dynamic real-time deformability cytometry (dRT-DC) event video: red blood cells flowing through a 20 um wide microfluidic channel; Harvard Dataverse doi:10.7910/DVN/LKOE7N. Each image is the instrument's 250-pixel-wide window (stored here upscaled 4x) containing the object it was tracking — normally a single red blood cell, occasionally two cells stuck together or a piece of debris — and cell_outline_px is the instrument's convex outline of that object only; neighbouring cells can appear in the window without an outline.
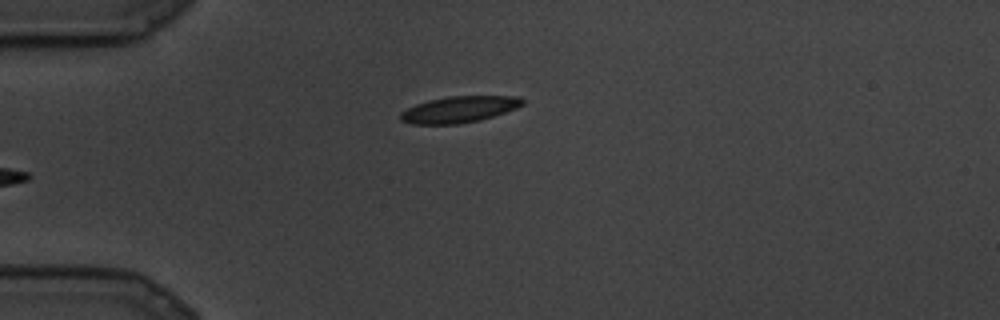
{"species": "common noctule bat (a hibernating species)", "species_latin": "Nyctalus noctula", "temperature_condition": "cold", "stored_images_in_passage": 61, "camera_frame_rate_fps": 3000, "um_per_image_px": 0.085, "animal": {"sex": "male", "body_mass_g": 19.5, "forearm_length_mm": 54.6}, "frame": {"image": 1, "passage_image": 1, "time_ms": 0.0, "image_size_px": [1000, 320], "cell_outline_px": [[524, 104], [516, 108], [480, 120], [460, 124], [408, 124], [400, 120], [400, 112], [416, 104], [428, 100], [448, 96], [520, 96], [524, 100]], "centroid_in_image_um": [39.01, 9.3], "position_along_channel_um": 46.0, "area_um2": 18.79}}
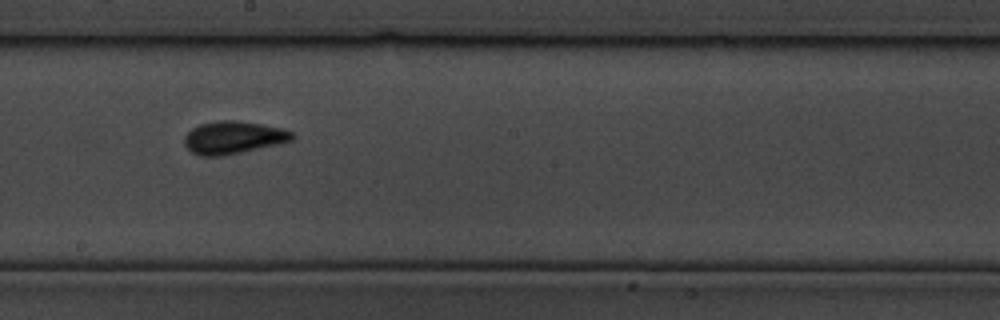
{"frame": {"image": 2, "passage_image": 29, "time_ms": 9.333, "image_size_px": [1000, 320], "cell_outline_px": [[296, 136], [292, 140], [276, 144], [224, 156], [200, 156], [192, 152], [184, 144], [184, 136], [192, 128], [200, 124], [220, 120], [236, 120], [260, 124], [280, 128], [292, 132]], "centroid_in_image_um": [19.8, 11.69], "position_along_channel_um": 228.4, "area_um2": 20.35}}
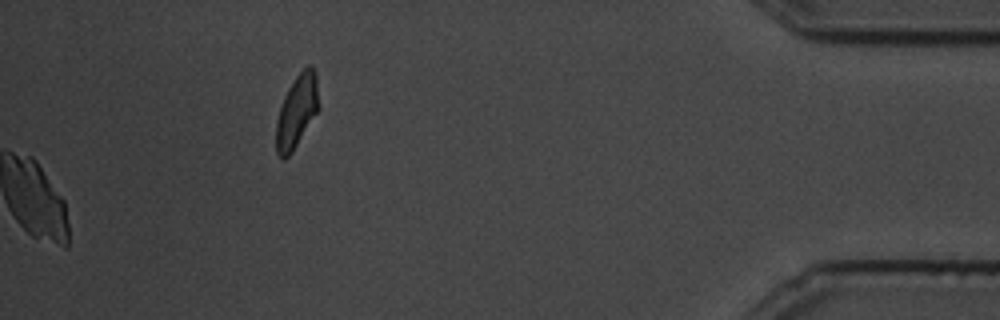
{"frame": {"image": 3, "passage_image": 61, "time_ms": 20.0, "image_size_px": [1000, 320], "cell_outline_px": [[320, 108], [292, 152], [284, 160], [276, 152], [276, 120], [284, 96], [288, 88], [296, 76], [308, 64], [312, 64], [316, 72]], "centroid_in_image_um": [25.25, 9.43], "position_along_channel_um": 410.0, "area_um2": 18.21}}